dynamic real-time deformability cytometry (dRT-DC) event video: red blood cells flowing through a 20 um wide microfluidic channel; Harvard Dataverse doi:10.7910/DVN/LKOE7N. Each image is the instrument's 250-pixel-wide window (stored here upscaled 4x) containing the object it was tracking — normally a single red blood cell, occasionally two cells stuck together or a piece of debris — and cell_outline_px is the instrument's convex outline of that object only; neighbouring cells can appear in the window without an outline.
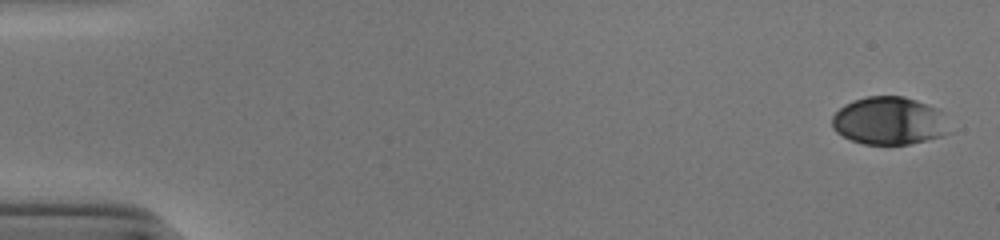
{"species": "human", "species_latin": "Homo sapiens", "temperature_condition": "cold", "stored_images_in_passage": 50, "camera_frame_rate_fps": 3000, "um_per_image_px": 0.085, "donor": {"sex": "male"}, "frame": {"image": 1, "passage_image": 1, "time_ms": 0.0, "image_size_px": [1000, 240], "cell_outline_px": [[916, 140], [904, 144], [872, 144], [856, 140], [840, 132], [836, 128], [836, 116], [848, 104], [860, 100], [876, 96], [896, 96], [908, 100], [916, 104]], "centroid_in_image_um": [74.74, 10.25], "position_along_channel_um": 10.3, "area_um2": 23.52}}
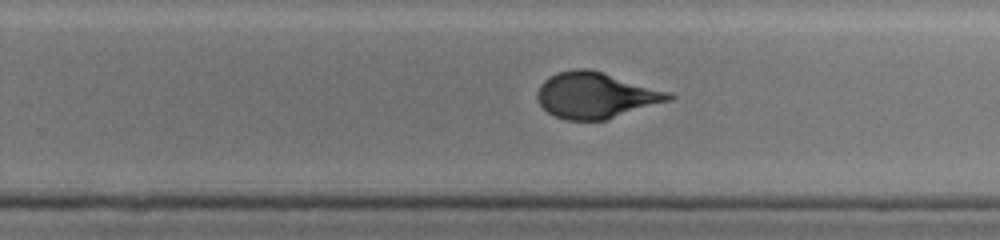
{"frame": {"image": 2, "passage_image": 34, "time_ms": 11.0, "image_size_px": [1000, 240], "cell_outline_px": [[672, 96], [600, 120], [576, 120], [560, 116], [552, 112], [540, 100], [540, 88], [552, 76], [564, 72], [600, 72]], "centroid_in_image_um": [50.5, 8.12], "position_along_channel_um": 279.3, "area_um2": 30.46}}
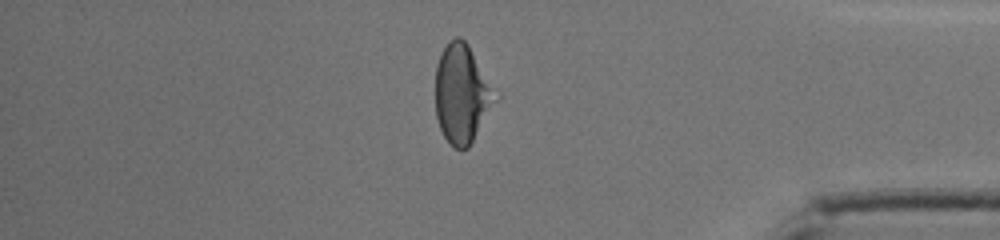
{"frame": {"image": 3, "passage_image": 45, "time_ms": 14.667, "image_size_px": [1000, 240], "cell_outline_px": [[480, 108], [472, 136], [468, 144], [464, 148], [456, 148], [448, 140], [440, 124], [436, 112], [436, 72], [440, 60], [448, 44], [452, 40], [460, 40], [468, 48], [480, 84]], "centroid_in_image_um": [38.89, 8.0], "position_along_channel_um": 396.3, "area_um2": 26.53}}